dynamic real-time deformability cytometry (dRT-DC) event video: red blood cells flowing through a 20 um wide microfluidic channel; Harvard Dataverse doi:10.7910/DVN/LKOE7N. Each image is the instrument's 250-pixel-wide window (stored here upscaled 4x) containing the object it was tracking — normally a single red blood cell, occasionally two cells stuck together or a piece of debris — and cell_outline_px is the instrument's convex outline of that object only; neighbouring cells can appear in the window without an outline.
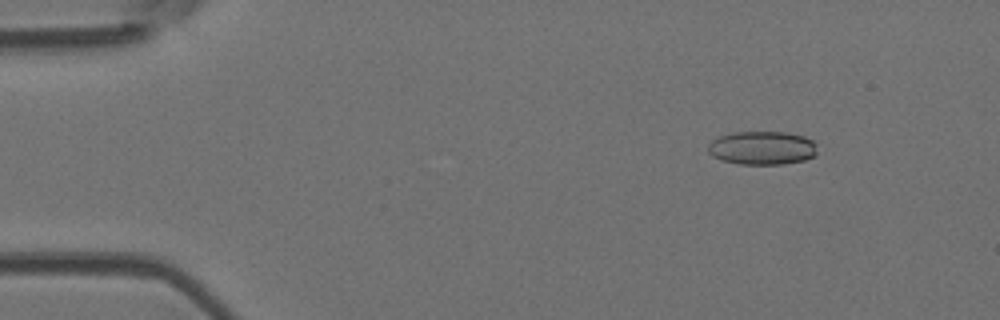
{"species": "Egyptian fruit bat (a non-hibernating species)", "species_latin": "Rousettus aegyptiacus", "temperature_condition": "room temperature", "stored_images_in_passage": 53, "camera_frame_rate_fps": 3000, "um_per_image_px": 0.085, "animal": {"sex": "female"}, "frame": {"image": 1, "passage_image": 7, "time_ms": 2.0, "image_size_px": [1000, 320], "cell_outline_px": [[816, 156], [804, 160], [784, 164], [740, 164], [724, 160], [712, 156], [708, 152], [708, 144], [716, 136], [732, 132], [788, 132], [804, 136], [812, 140], [816, 144]], "centroid_in_image_um": [64.78, 12.56], "position_along_channel_um": 20.2, "area_um2": 21.56}}
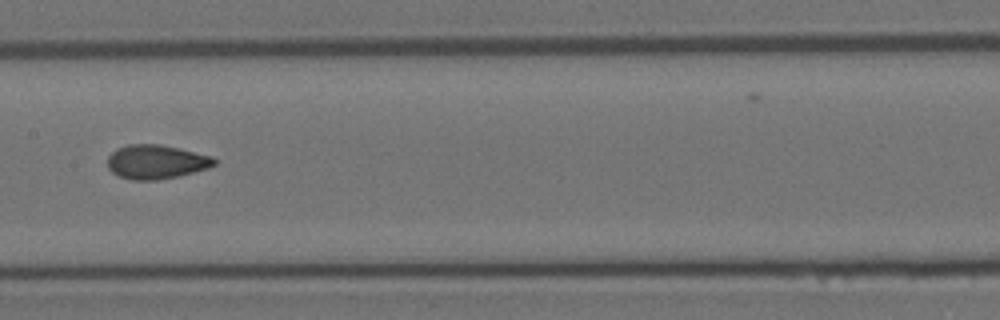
{"frame": {"image": 2, "passage_image": 27, "time_ms": 8.667, "image_size_px": [1000, 320], "cell_outline_px": [[216, 164], [208, 168], [176, 176], [156, 180], [132, 180], [120, 176], [112, 172], [108, 168], [108, 156], [116, 148], [128, 144], [160, 144], [180, 148], [212, 156], [216, 160]], "centroid_in_image_um": [13.26, 13.74], "position_along_channel_um": 194.1, "area_um2": 21.15}}
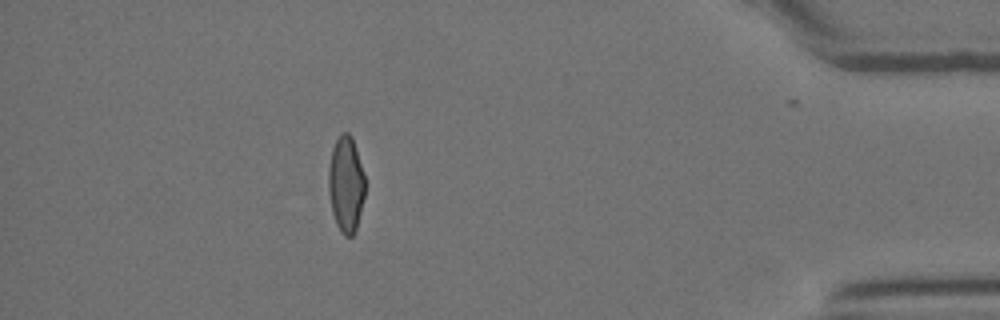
{"frame": {"image": 3, "passage_image": 47, "time_ms": 15.333, "image_size_px": [1000, 320], "cell_outline_px": [[364, 196], [356, 232], [352, 236], [344, 236], [340, 232], [336, 224], [332, 212], [328, 192], [328, 168], [332, 148], [340, 132], [348, 132], [352, 136], [356, 148], [364, 176]], "centroid_in_image_um": [29.39, 15.67], "position_along_channel_um": 405.8, "area_um2": 20.63}, "authors_computed_cell_mechanics": {"area_um2": 21.2704, "velocity_mm_per_s": 3.9175, "shape_relaxation_time_tau1_ms": null, "shape_relaxation_time_tau2_ms": 1.3414, "deformation_change_tau1": null, "deformation_change_tau2": 0.0746}}